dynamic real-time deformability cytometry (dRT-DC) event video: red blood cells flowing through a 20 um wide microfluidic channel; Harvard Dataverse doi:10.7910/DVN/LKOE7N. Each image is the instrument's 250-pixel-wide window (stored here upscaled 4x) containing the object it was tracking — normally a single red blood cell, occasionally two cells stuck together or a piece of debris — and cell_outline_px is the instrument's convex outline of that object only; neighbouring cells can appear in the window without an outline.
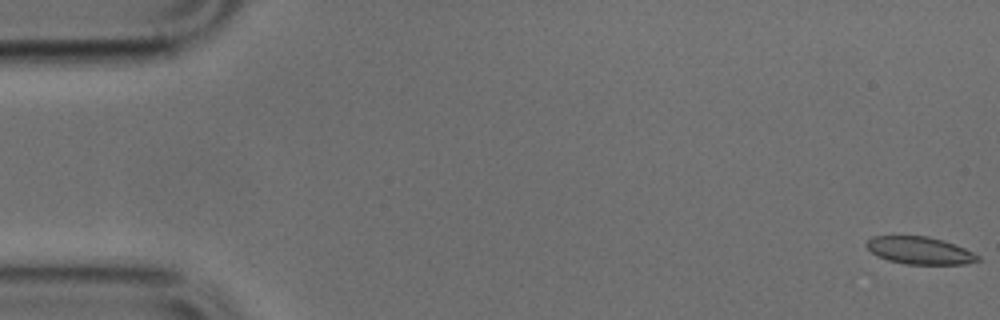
{"species": "common noctule bat (a hibernating species)", "species_latin": "Nyctalus noctula", "temperature_condition": "cold", "stored_images_in_passage": 51, "camera_frame_rate_fps": 3000, "um_per_image_px": 0.085, "animal": {"sex": "male", "body_mass_g": 17.9, "forearm_length_mm": 54.2}, "frame": {"image": 1, "passage_image": 1, "time_ms": 0.0, "image_size_px": [1000, 320], "cell_outline_px": [[980, 260], [964, 264], [904, 264], [888, 260], [876, 256], [864, 244], [872, 236], [928, 236], [944, 240], [964, 248], [980, 256]], "centroid_in_image_um": [78.16, 21.29], "position_along_channel_um": 6.8, "area_um2": 17.8}}
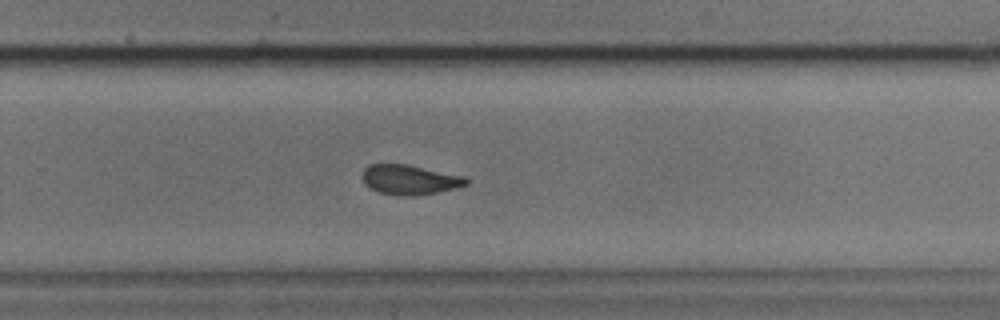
{"frame": {"image": 2, "passage_image": 33, "time_ms": 10.667, "image_size_px": [1000, 320], "cell_outline_px": [[468, 184], [456, 188], [436, 192], [380, 192], [364, 184], [364, 168], [368, 164], [408, 164], [464, 176], [468, 180]], "centroid_in_image_um": [34.85, 15.2], "position_along_channel_um": 294.9, "area_um2": 16.88}}
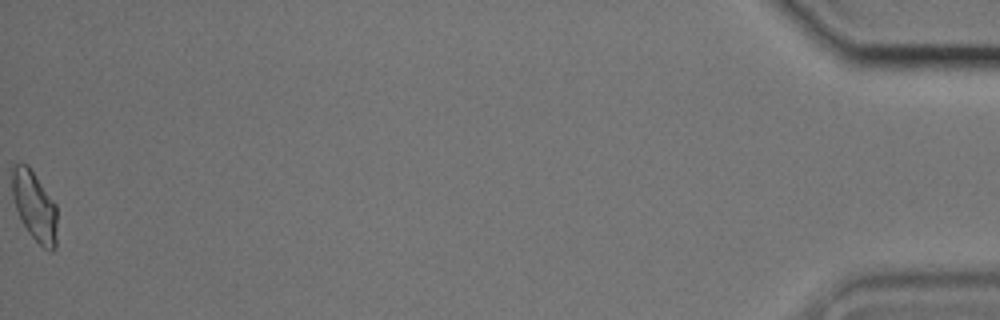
{"frame": {"image": 3, "passage_image": 51, "time_ms": 16.667, "image_size_px": [1000, 320], "cell_outline_px": [[56, 248], [52, 252], [48, 252], [28, 232], [20, 220], [12, 196], [12, 164], [20, 160], [28, 164], [56, 204]], "centroid_in_image_um": [2.92, 17.48], "position_along_channel_um": 432.3, "area_um2": 18.61}}